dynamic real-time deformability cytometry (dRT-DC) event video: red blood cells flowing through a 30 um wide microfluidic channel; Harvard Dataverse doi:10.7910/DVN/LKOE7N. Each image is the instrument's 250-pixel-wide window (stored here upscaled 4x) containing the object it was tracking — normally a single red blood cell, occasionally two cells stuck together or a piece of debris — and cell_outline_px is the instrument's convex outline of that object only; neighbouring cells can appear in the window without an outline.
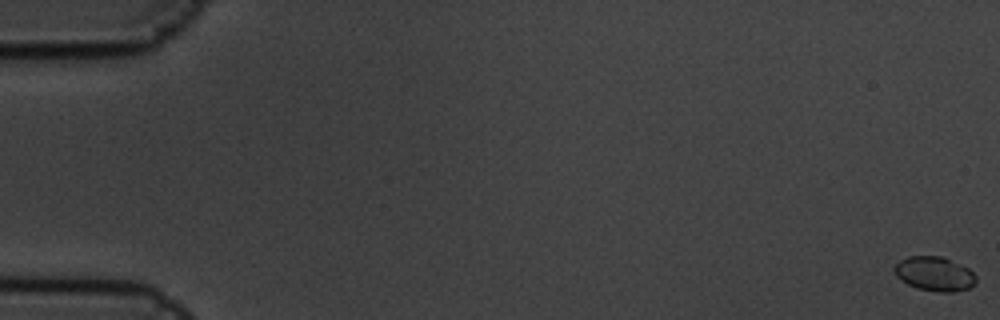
{"species": "common noctule bat (a hibernating species)", "species_latin": "Nyctalus noctula", "temperature_condition": "cold", "stored_images_in_passage": 8, "camera_frame_rate_fps": 3000, "um_per_image_px": 0.085, "animal": {"sex": "male", "body_mass_g": 19.5, "forearm_length_mm": 54.6}, "frame": {"image": 1, "passage_image": 1, "time_ms": 0.0, "image_size_px": [1000, 320], "cell_outline_px": [[976, 284], [968, 288], [952, 292], [940, 292], [916, 288], [900, 280], [896, 276], [892, 268], [900, 260], [908, 256], [940, 256], [968, 268], [976, 276]], "centroid_in_image_um": [79.4, 23.28], "position_along_channel_um": 5.6, "area_um2": 16.3}}
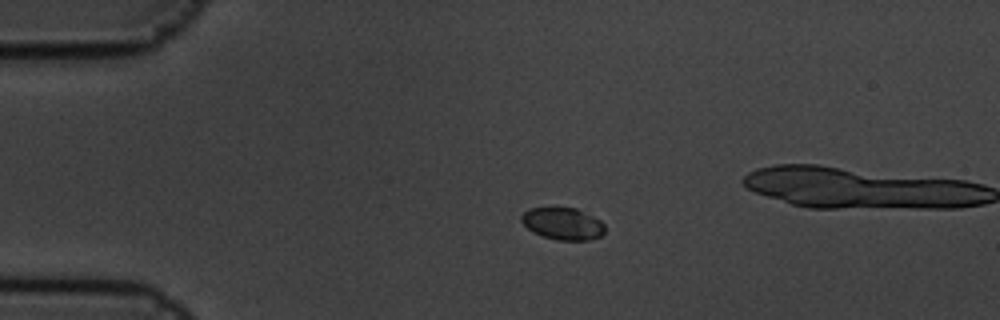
{"frame": {"image": 2, "passage_image": 5, "time_ms": 1.333, "image_size_px": [1000, 320], "cell_outline_px": [[604, 232], [600, 236], [588, 240], [556, 240], [532, 232], [520, 220], [520, 216], [524, 212], [532, 208], [576, 208], [600, 220], [604, 224]], "centroid_in_image_um": [47.83, 19.02], "position_along_channel_um": 37.2, "area_um2": 15.43}}